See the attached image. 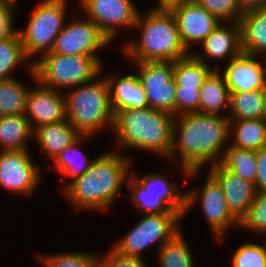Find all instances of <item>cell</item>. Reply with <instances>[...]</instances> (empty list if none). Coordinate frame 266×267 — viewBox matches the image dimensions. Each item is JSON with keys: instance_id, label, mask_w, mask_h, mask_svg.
Masks as SVG:
<instances>
[{"instance_id": "22", "label": "cell", "mask_w": 266, "mask_h": 267, "mask_svg": "<svg viewBox=\"0 0 266 267\" xmlns=\"http://www.w3.org/2000/svg\"><path fill=\"white\" fill-rule=\"evenodd\" d=\"M243 53L261 55L266 52V7L245 12L241 19Z\"/></svg>"}, {"instance_id": "26", "label": "cell", "mask_w": 266, "mask_h": 267, "mask_svg": "<svg viewBox=\"0 0 266 267\" xmlns=\"http://www.w3.org/2000/svg\"><path fill=\"white\" fill-rule=\"evenodd\" d=\"M133 178L147 192L164 193V202L182 217L186 215V192L181 193L175 182H170L162 174L149 173L143 177L133 175ZM175 183V184H174Z\"/></svg>"}, {"instance_id": "35", "label": "cell", "mask_w": 266, "mask_h": 267, "mask_svg": "<svg viewBox=\"0 0 266 267\" xmlns=\"http://www.w3.org/2000/svg\"><path fill=\"white\" fill-rule=\"evenodd\" d=\"M239 227L249 232L266 235V191L256 192L247 215L241 220Z\"/></svg>"}, {"instance_id": "30", "label": "cell", "mask_w": 266, "mask_h": 267, "mask_svg": "<svg viewBox=\"0 0 266 267\" xmlns=\"http://www.w3.org/2000/svg\"><path fill=\"white\" fill-rule=\"evenodd\" d=\"M87 137L88 135H82L76 142H74L70 146H67L65 150L60 152L58 156L52 161L54 162V166H57L59 173H62L66 177H71V180L72 178L75 179L76 177L85 174L90 169L94 160L90 159L89 162H87V155L79 150V145H82L81 141L84 138L86 139ZM77 155L79 156V159Z\"/></svg>"}, {"instance_id": "16", "label": "cell", "mask_w": 266, "mask_h": 267, "mask_svg": "<svg viewBox=\"0 0 266 267\" xmlns=\"http://www.w3.org/2000/svg\"><path fill=\"white\" fill-rule=\"evenodd\" d=\"M209 168V173L222 187L231 214L241 222L247 215L256 194L254 184L223 168L219 163Z\"/></svg>"}, {"instance_id": "9", "label": "cell", "mask_w": 266, "mask_h": 267, "mask_svg": "<svg viewBox=\"0 0 266 267\" xmlns=\"http://www.w3.org/2000/svg\"><path fill=\"white\" fill-rule=\"evenodd\" d=\"M137 75L147 95L148 105L175 117L176 82L174 61L135 62Z\"/></svg>"}, {"instance_id": "7", "label": "cell", "mask_w": 266, "mask_h": 267, "mask_svg": "<svg viewBox=\"0 0 266 267\" xmlns=\"http://www.w3.org/2000/svg\"><path fill=\"white\" fill-rule=\"evenodd\" d=\"M67 0H43L34 8L25 29H18L26 56L49 52L66 24ZM32 56V57H31Z\"/></svg>"}, {"instance_id": "15", "label": "cell", "mask_w": 266, "mask_h": 267, "mask_svg": "<svg viewBox=\"0 0 266 267\" xmlns=\"http://www.w3.org/2000/svg\"><path fill=\"white\" fill-rule=\"evenodd\" d=\"M170 10L177 20L180 39L189 53L193 43H202L221 23L194 0H186Z\"/></svg>"}, {"instance_id": "33", "label": "cell", "mask_w": 266, "mask_h": 267, "mask_svg": "<svg viewBox=\"0 0 266 267\" xmlns=\"http://www.w3.org/2000/svg\"><path fill=\"white\" fill-rule=\"evenodd\" d=\"M28 59L17 31L9 38L0 40V80L14 78L11 76L12 70Z\"/></svg>"}, {"instance_id": "42", "label": "cell", "mask_w": 266, "mask_h": 267, "mask_svg": "<svg viewBox=\"0 0 266 267\" xmlns=\"http://www.w3.org/2000/svg\"><path fill=\"white\" fill-rule=\"evenodd\" d=\"M237 2L243 13L266 7V0H237Z\"/></svg>"}, {"instance_id": "8", "label": "cell", "mask_w": 266, "mask_h": 267, "mask_svg": "<svg viewBox=\"0 0 266 267\" xmlns=\"http://www.w3.org/2000/svg\"><path fill=\"white\" fill-rule=\"evenodd\" d=\"M145 216V217H144ZM112 248L126 256L142 257L141 254L153 243L159 248L180 231L179 213L145 214Z\"/></svg>"}, {"instance_id": "36", "label": "cell", "mask_w": 266, "mask_h": 267, "mask_svg": "<svg viewBox=\"0 0 266 267\" xmlns=\"http://www.w3.org/2000/svg\"><path fill=\"white\" fill-rule=\"evenodd\" d=\"M232 257V267H266V245L245 243Z\"/></svg>"}, {"instance_id": "44", "label": "cell", "mask_w": 266, "mask_h": 267, "mask_svg": "<svg viewBox=\"0 0 266 267\" xmlns=\"http://www.w3.org/2000/svg\"><path fill=\"white\" fill-rule=\"evenodd\" d=\"M263 119L266 121V88H265Z\"/></svg>"}, {"instance_id": "31", "label": "cell", "mask_w": 266, "mask_h": 267, "mask_svg": "<svg viewBox=\"0 0 266 267\" xmlns=\"http://www.w3.org/2000/svg\"><path fill=\"white\" fill-rule=\"evenodd\" d=\"M126 185L131 193L128 195L129 200L140 212L147 214L178 213L164 202V193L147 192L133 176L127 178Z\"/></svg>"}, {"instance_id": "24", "label": "cell", "mask_w": 266, "mask_h": 267, "mask_svg": "<svg viewBox=\"0 0 266 267\" xmlns=\"http://www.w3.org/2000/svg\"><path fill=\"white\" fill-rule=\"evenodd\" d=\"M231 145L259 150L266 147V121L261 119L230 120Z\"/></svg>"}, {"instance_id": "40", "label": "cell", "mask_w": 266, "mask_h": 267, "mask_svg": "<svg viewBox=\"0 0 266 267\" xmlns=\"http://www.w3.org/2000/svg\"><path fill=\"white\" fill-rule=\"evenodd\" d=\"M18 0H0V40L12 36L17 29H14V11Z\"/></svg>"}, {"instance_id": "19", "label": "cell", "mask_w": 266, "mask_h": 267, "mask_svg": "<svg viewBox=\"0 0 266 267\" xmlns=\"http://www.w3.org/2000/svg\"><path fill=\"white\" fill-rule=\"evenodd\" d=\"M113 113L123 109L149 107L147 95L138 75L128 74L121 78L106 76Z\"/></svg>"}, {"instance_id": "39", "label": "cell", "mask_w": 266, "mask_h": 267, "mask_svg": "<svg viewBox=\"0 0 266 267\" xmlns=\"http://www.w3.org/2000/svg\"><path fill=\"white\" fill-rule=\"evenodd\" d=\"M101 267H148L142 257L126 256L118 253L113 248L101 257Z\"/></svg>"}, {"instance_id": "13", "label": "cell", "mask_w": 266, "mask_h": 267, "mask_svg": "<svg viewBox=\"0 0 266 267\" xmlns=\"http://www.w3.org/2000/svg\"><path fill=\"white\" fill-rule=\"evenodd\" d=\"M39 170L28 150L0 152V187L5 191L32 195L40 181Z\"/></svg>"}, {"instance_id": "28", "label": "cell", "mask_w": 266, "mask_h": 267, "mask_svg": "<svg viewBox=\"0 0 266 267\" xmlns=\"http://www.w3.org/2000/svg\"><path fill=\"white\" fill-rule=\"evenodd\" d=\"M212 71L209 64L198 60L190 53L174 61L176 87L200 88Z\"/></svg>"}, {"instance_id": "32", "label": "cell", "mask_w": 266, "mask_h": 267, "mask_svg": "<svg viewBox=\"0 0 266 267\" xmlns=\"http://www.w3.org/2000/svg\"><path fill=\"white\" fill-rule=\"evenodd\" d=\"M185 236L180 230L159 248L160 267H193L194 260Z\"/></svg>"}, {"instance_id": "14", "label": "cell", "mask_w": 266, "mask_h": 267, "mask_svg": "<svg viewBox=\"0 0 266 267\" xmlns=\"http://www.w3.org/2000/svg\"><path fill=\"white\" fill-rule=\"evenodd\" d=\"M27 70L35 80L34 82L38 84L29 92L25 112V117L29 120L33 130L44 124L67 120L64 92L45 87L37 82L32 62Z\"/></svg>"}, {"instance_id": "5", "label": "cell", "mask_w": 266, "mask_h": 267, "mask_svg": "<svg viewBox=\"0 0 266 267\" xmlns=\"http://www.w3.org/2000/svg\"><path fill=\"white\" fill-rule=\"evenodd\" d=\"M64 94L67 120L81 135L92 137L105 127L113 128L114 113L106 77L100 79L99 75Z\"/></svg>"}, {"instance_id": "21", "label": "cell", "mask_w": 266, "mask_h": 267, "mask_svg": "<svg viewBox=\"0 0 266 267\" xmlns=\"http://www.w3.org/2000/svg\"><path fill=\"white\" fill-rule=\"evenodd\" d=\"M221 67L216 66L199 89V113L220 115L229 111L230 93Z\"/></svg>"}, {"instance_id": "23", "label": "cell", "mask_w": 266, "mask_h": 267, "mask_svg": "<svg viewBox=\"0 0 266 267\" xmlns=\"http://www.w3.org/2000/svg\"><path fill=\"white\" fill-rule=\"evenodd\" d=\"M33 134L34 130L25 115L0 117V151L28 150L27 140L34 138Z\"/></svg>"}, {"instance_id": "11", "label": "cell", "mask_w": 266, "mask_h": 267, "mask_svg": "<svg viewBox=\"0 0 266 267\" xmlns=\"http://www.w3.org/2000/svg\"><path fill=\"white\" fill-rule=\"evenodd\" d=\"M109 43L108 38L90 19L79 18L64 25L50 52L59 55H88L101 62L97 51Z\"/></svg>"}, {"instance_id": "25", "label": "cell", "mask_w": 266, "mask_h": 267, "mask_svg": "<svg viewBox=\"0 0 266 267\" xmlns=\"http://www.w3.org/2000/svg\"><path fill=\"white\" fill-rule=\"evenodd\" d=\"M219 164L242 179L255 185L257 178L256 151L229 144L221 155Z\"/></svg>"}, {"instance_id": "12", "label": "cell", "mask_w": 266, "mask_h": 267, "mask_svg": "<svg viewBox=\"0 0 266 267\" xmlns=\"http://www.w3.org/2000/svg\"><path fill=\"white\" fill-rule=\"evenodd\" d=\"M79 4L81 9L85 10L88 19L109 41H114L117 29L122 27L132 29L139 14L132 0H79Z\"/></svg>"}, {"instance_id": "2", "label": "cell", "mask_w": 266, "mask_h": 267, "mask_svg": "<svg viewBox=\"0 0 266 267\" xmlns=\"http://www.w3.org/2000/svg\"><path fill=\"white\" fill-rule=\"evenodd\" d=\"M127 157V158H126ZM109 151L96 157L90 169L63 190L78 210H109L125 185L132 165L128 156Z\"/></svg>"}, {"instance_id": "1", "label": "cell", "mask_w": 266, "mask_h": 267, "mask_svg": "<svg viewBox=\"0 0 266 267\" xmlns=\"http://www.w3.org/2000/svg\"><path fill=\"white\" fill-rule=\"evenodd\" d=\"M229 123L228 115L224 114L196 112L175 117L169 159L179 156L184 176L190 179L196 177L202 166L218 164L230 138Z\"/></svg>"}, {"instance_id": "27", "label": "cell", "mask_w": 266, "mask_h": 267, "mask_svg": "<svg viewBox=\"0 0 266 267\" xmlns=\"http://www.w3.org/2000/svg\"><path fill=\"white\" fill-rule=\"evenodd\" d=\"M229 93V120L263 118L265 89Z\"/></svg>"}, {"instance_id": "43", "label": "cell", "mask_w": 266, "mask_h": 267, "mask_svg": "<svg viewBox=\"0 0 266 267\" xmlns=\"http://www.w3.org/2000/svg\"><path fill=\"white\" fill-rule=\"evenodd\" d=\"M186 0H158V6L153 9H171L173 6L178 5Z\"/></svg>"}, {"instance_id": "34", "label": "cell", "mask_w": 266, "mask_h": 267, "mask_svg": "<svg viewBox=\"0 0 266 267\" xmlns=\"http://www.w3.org/2000/svg\"><path fill=\"white\" fill-rule=\"evenodd\" d=\"M45 267H101V257L83 252H63L38 256Z\"/></svg>"}, {"instance_id": "18", "label": "cell", "mask_w": 266, "mask_h": 267, "mask_svg": "<svg viewBox=\"0 0 266 267\" xmlns=\"http://www.w3.org/2000/svg\"><path fill=\"white\" fill-rule=\"evenodd\" d=\"M201 44L203 54H192L205 64L206 58L216 62L225 58L231 61L243 53L240 22L220 23Z\"/></svg>"}, {"instance_id": "10", "label": "cell", "mask_w": 266, "mask_h": 267, "mask_svg": "<svg viewBox=\"0 0 266 267\" xmlns=\"http://www.w3.org/2000/svg\"><path fill=\"white\" fill-rule=\"evenodd\" d=\"M196 202L201 203L208 226L218 240L234 225L239 227L240 222L231 214L221 185L210 173L201 190H187L186 213Z\"/></svg>"}, {"instance_id": "3", "label": "cell", "mask_w": 266, "mask_h": 267, "mask_svg": "<svg viewBox=\"0 0 266 267\" xmlns=\"http://www.w3.org/2000/svg\"><path fill=\"white\" fill-rule=\"evenodd\" d=\"M175 117L163 110L131 108L114 114L113 132L120 148H134L169 158Z\"/></svg>"}, {"instance_id": "38", "label": "cell", "mask_w": 266, "mask_h": 267, "mask_svg": "<svg viewBox=\"0 0 266 267\" xmlns=\"http://www.w3.org/2000/svg\"><path fill=\"white\" fill-rule=\"evenodd\" d=\"M199 89L176 87L175 117L187 113L199 112Z\"/></svg>"}, {"instance_id": "41", "label": "cell", "mask_w": 266, "mask_h": 267, "mask_svg": "<svg viewBox=\"0 0 266 267\" xmlns=\"http://www.w3.org/2000/svg\"><path fill=\"white\" fill-rule=\"evenodd\" d=\"M257 178L255 182L256 192L266 191V147L256 151Z\"/></svg>"}, {"instance_id": "37", "label": "cell", "mask_w": 266, "mask_h": 267, "mask_svg": "<svg viewBox=\"0 0 266 267\" xmlns=\"http://www.w3.org/2000/svg\"><path fill=\"white\" fill-rule=\"evenodd\" d=\"M222 22H240L244 14L237 0H194Z\"/></svg>"}, {"instance_id": "29", "label": "cell", "mask_w": 266, "mask_h": 267, "mask_svg": "<svg viewBox=\"0 0 266 267\" xmlns=\"http://www.w3.org/2000/svg\"><path fill=\"white\" fill-rule=\"evenodd\" d=\"M30 90L15 78L0 80V117L25 115Z\"/></svg>"}, {"instance_id": "6", "label": "cell", "mask_w": 266, "mask_h": 267, "mask_svg": "<svg viewBox=\"0 0 266 267\" xmlns=\"http://www.w3.org/2000/svg\"><path fill=\"white\" fill-rule=\"evenodd\" d=\"M32 61L37 82L62 91L86 84L102 74V62L88 55H59L46 52Z\"/></svg>"}, {"instance_id": "17", "label": "cell", "mask_w": 266, "mask_h": 267, "mask_svg": "<svg viewBox=\"0 0 266 267\" xmlns=\"http://www.w3.org/2000/svg\"><path fill=\"white\" fill-rule=\"evenodd\" d=\"M254 55L242 53L229 60L223 74L229 92H247L266 88V66Z\"/></svg>"}, {"instance_id": "4", "label": "cell", "mask_w": 266, "mask_h": 267, "mask_svg": "<svg viewBox=\"0 0 266 267\" xmlns=\"http://www.w3.org/2000/svg\"><path fill=\"white\" fill-rule=\"evenodd\" d=\"M138 14L134 28L141 31L139 41H128L122 51L134 62L176 61L190 53L183 45L177 20L170 9H150Z\"/></svg>"}, {"instance_id": "20", "label": "cell", "mask_w": 266, "mask_h": 267, "mask_svg": "<svg viewBox=\"0 0 266 267\" xmlns=\"http://www.w3.org/2000/svg\"><path fill=\"white\" fill-rule=\"evenodd\" d=\"M39 149L54 160L60 152L76 142L82 135L68 122L44 124L34 129Z\"/></svg>"}]
</instances>
